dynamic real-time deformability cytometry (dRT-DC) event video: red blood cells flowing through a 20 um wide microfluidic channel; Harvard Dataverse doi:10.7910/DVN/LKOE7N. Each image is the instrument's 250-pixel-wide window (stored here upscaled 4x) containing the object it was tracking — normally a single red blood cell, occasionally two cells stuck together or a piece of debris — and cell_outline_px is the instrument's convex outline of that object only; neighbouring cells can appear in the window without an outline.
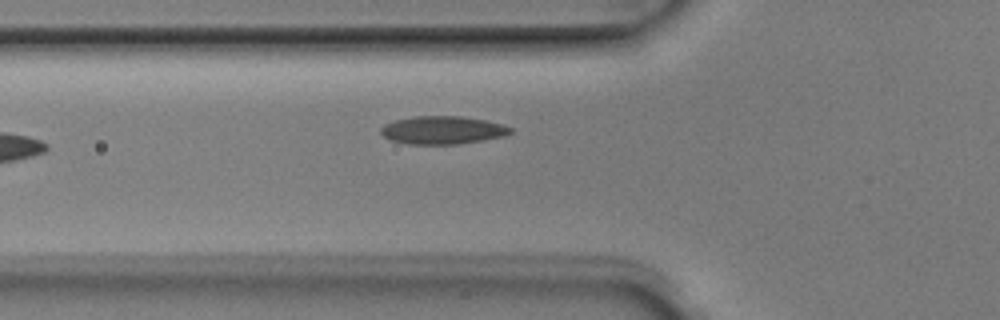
{"species": "Egyptian fruit bat (a non-hibernating species)", "species_latin": "Rousettus aegyptiacus", "temperature_condition": "room temperature", "stored_images_in_passage": 5, "camera_frame_rate_fps": 3000, "um_per_image_px": 0.085, "animal": {"sex": "male"}, "frame": {"image": 1, "passage_image": 5, "time_ms": 1.333, "image_size_px": [1000, 320], "cell_outline_px": [[512, 132], [504, 136], [484, 140], [456, 144], [408, 144], [388, 140], [380, 132], [380, 128], [384, 124], [396, 120], [412, 116], [460, 116], [484, 120], [504, 124], [512, 128]], "centroid_in_image_um": [37.6, 11.06], "position_along_channel_um": 88.2, "area_um2": 21.27}}